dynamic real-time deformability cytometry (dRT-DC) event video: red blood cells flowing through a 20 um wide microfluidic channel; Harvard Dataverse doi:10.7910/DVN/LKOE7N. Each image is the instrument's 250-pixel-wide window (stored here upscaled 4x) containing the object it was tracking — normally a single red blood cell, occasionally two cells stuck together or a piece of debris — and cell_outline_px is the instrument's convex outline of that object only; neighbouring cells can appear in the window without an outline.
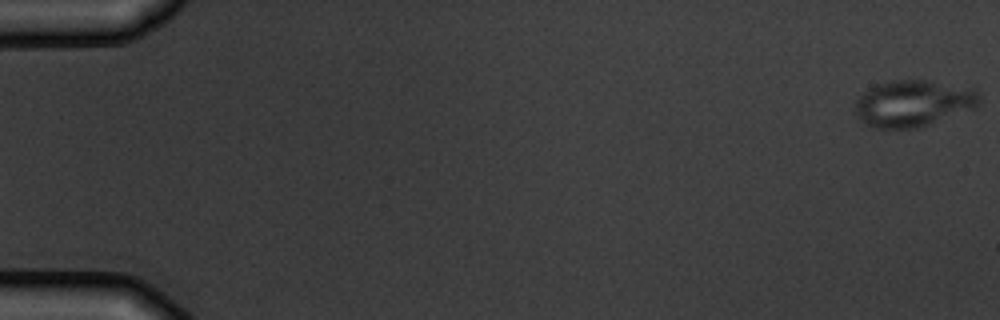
{"species": "common noctule bat (a hibernating species)", "species_latin": "Nyctalus noctula", "temperature_condition": "warm", "stored_images_in_passage": 4, "camera_frame_rate_fps": 3000, "um_per_image_px": 0.085, "animal": {"sex": "male", "body_mass_g": 19.5, "forearm_length_mm": 54.6}, "frame": {"image": 1, "passage_image": 1, "time_ms": 0.0, "image_size_px": [1000, 320], "cell_outline_px": [[980, 104], [976, 108], [916, 128], [872, 128], [864, 124], [860, 120], [856, 112], [856, 100], [864, 92], [888, 80], [932, 80], [976, 88], [980, 96]], "centroid_in_image_um": [77.68, 8.77], "position_along_channel_um": 7.3, "area_um2": 33.81}}